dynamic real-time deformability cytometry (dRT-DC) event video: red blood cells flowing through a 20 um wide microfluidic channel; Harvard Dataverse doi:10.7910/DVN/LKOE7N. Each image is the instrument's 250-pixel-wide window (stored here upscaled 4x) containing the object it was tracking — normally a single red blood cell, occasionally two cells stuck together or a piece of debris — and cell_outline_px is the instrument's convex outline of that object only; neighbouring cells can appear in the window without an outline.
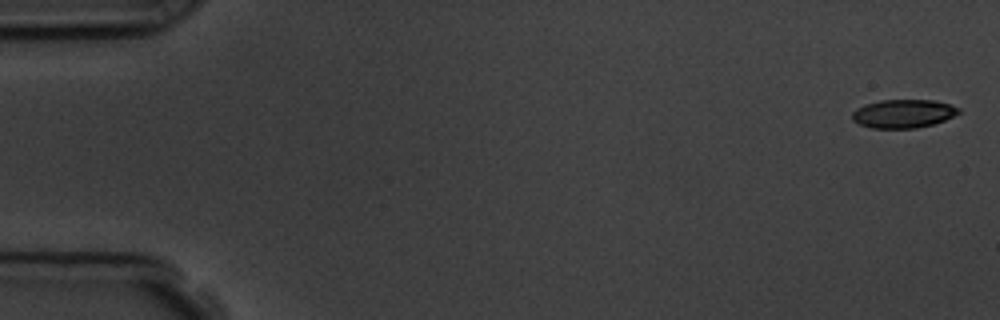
{"species": "common noctule bat (a hibernating species)", "species_latin": "Nyctalus noctula", "temperature_condition": "room temperature", "stored_images_in_passage": 7, "camera_frame_rate_fps": 3000, "um_per_image_px": 0.085, "animal": {"sex": "male", "body_mass_g": 19.5, "forearm_length_mm": 54.6}, "frame": {"image": 1, "passage_image": 1, "time_ms": 0.0, "image_size_px": [1000, 320], "cell_outline_px": [[960, 112], [944, 120], [932, 124], [916, 128], [872, 128], [860, 124], [852, 120], [852, 112], [856, 108], [864, 104], [880, 100], [932, 100], [948, 104], [960, 108]], "centroid_in_image_um": [76.74, 9.65], "position_along_channel_um": 8.3, "area_um2": 17.57}}
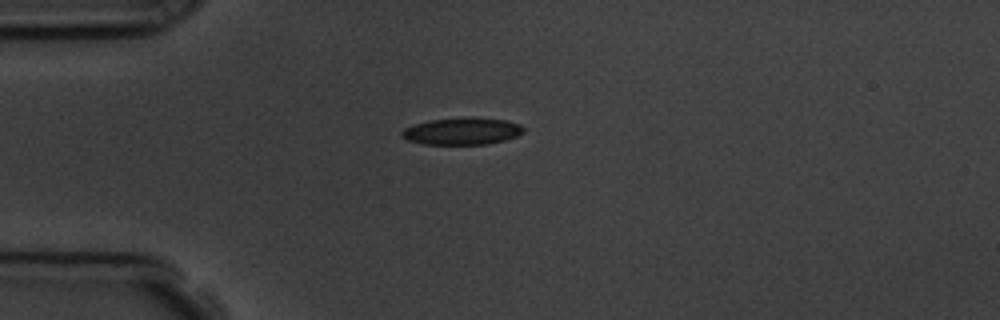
{"frame": {"image": 2, "passage_image": 5, "time_ms": 4.333, "image_size_px": [1000, 320], "cell_outline_px": [[524, 132], [516, 136], [504, 140], [488, 144], [424, 144], [408, 140], [400, 132], [404, 128], [428, 120], [468, 116], [508, 120], [520, 124], [524, 128]], "centroid_in_image_um": [39.31, 11.13], "position_along_channel_um": 45.7, "area_um2": 19.31}}
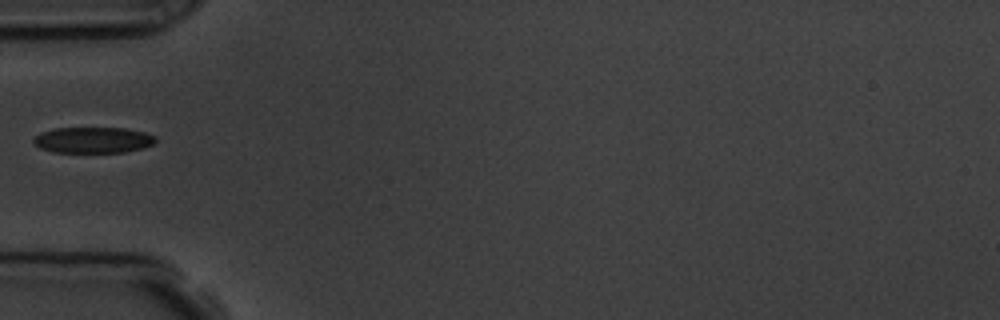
{"frame": {"image": 3, "passage_image": 6, "time_ms": 5.667, "image_size_px": [1000, 320], "cell_outline_px": [[156, 140], [152, 144], [144, 148], [124, 152], [56, 152], [40, 148], [32, 140], [40, 132], [52, 128], [124, 128], [144, 132], [156, 136]], "centroid_in_image_um": [7.91, 11.9], "position_along_channel_um": 77.1, "area_um2": 18.44}}